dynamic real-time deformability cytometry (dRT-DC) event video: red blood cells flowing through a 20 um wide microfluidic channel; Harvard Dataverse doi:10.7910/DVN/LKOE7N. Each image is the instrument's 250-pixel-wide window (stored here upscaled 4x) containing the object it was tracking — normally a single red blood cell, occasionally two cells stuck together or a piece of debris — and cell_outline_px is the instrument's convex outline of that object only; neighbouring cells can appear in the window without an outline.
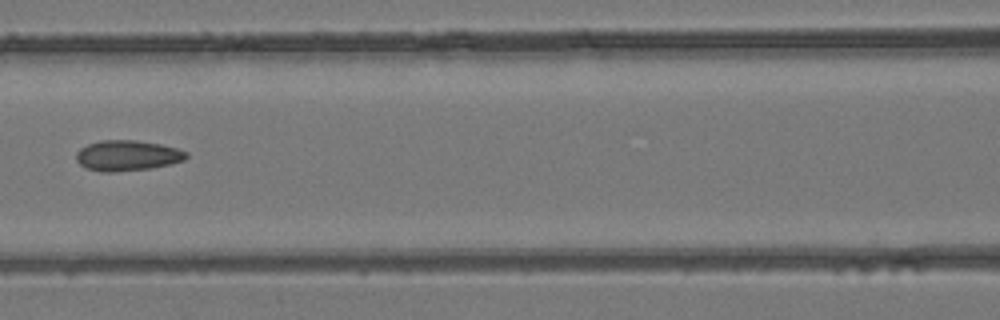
{"species": "common noctule bat (a hibernating species)", "species_latin": "Nyctalus noctula", "temperature_condition": "room temperature", "stored_images_in_passage": 8, "camera_frame_rate_fps": 3000, "um_per_image_px": 0.085, "animal": {"sex": "female", "body_mass_g": 24.6, "forearm_length_mm": 56.2}, "frame": {"image": 1, "passage_image": 6, "time_ms": 6.667, "image_size_px": [1000, 320], "cell_outline_px": [[188, 156], [184, 160], [152, 168], [116, 172], [100, 172], [84, 168], [76, 160], [76, 152], [80, 148], [88, 144], [100, 140], [136, 140], [160, 144], [176, 148], [188, 152]], "centroid_in_image_um": [10.79, 13.23], "position_along_channel_um": 155.8, "area_um2": 19.71}}
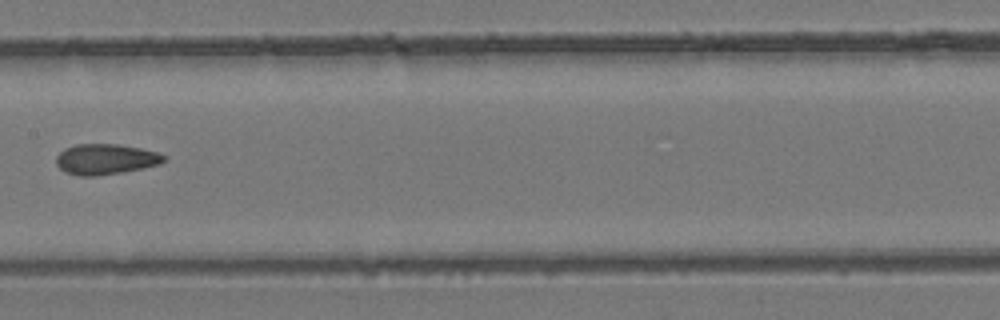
{"frame": {"image": 2, "passage_image": 7, "time_ms": 7.667, "image_size_px": [1000, 320], "cell_outline_px": [[168, 156], [160, 164], [120, 172], [96, 176], [80, 176], [64, 172], [56, 164], [56, 156], [64, 148], [76, 144], [120, 144], [160, 152]], "centroid_in_image_um": [8.97, 13.52], "position_along_channel_um": 198.4, "area_um2": 19.25}}
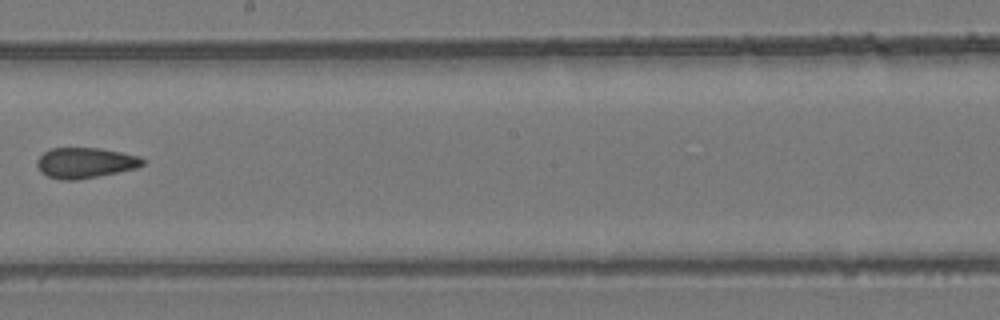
{"frame": {"image": 3, "passage_image": 8, "time_ms": 8.667, "image_size_px": [1000, 320], "cell_outline_px": [[144, 164], [136, 168], [76, 180], [60, 180], [48, 176], [40, 172], [36, 164], [36, 160], [44, 152], [52, 148], [100, 148], [140, 156], [144, 160]], "centroid_in_image_um": [7.21, 13.83], "position_along_channel_um": 241.0, "area_um2": 18.67}}